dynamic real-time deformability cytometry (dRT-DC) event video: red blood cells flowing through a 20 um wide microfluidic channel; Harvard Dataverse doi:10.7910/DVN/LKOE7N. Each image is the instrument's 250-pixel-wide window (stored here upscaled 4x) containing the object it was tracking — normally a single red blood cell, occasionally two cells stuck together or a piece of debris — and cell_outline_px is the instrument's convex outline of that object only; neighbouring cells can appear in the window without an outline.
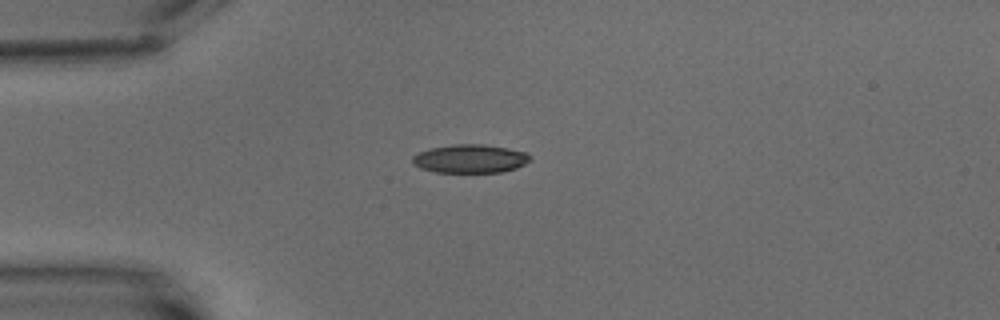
{"species": "common noctule bat (a hibernating species)", "species_latin": "Nyctalus noctula", "temperature_condition": "warm", "stored_images_in_passage": 3, "camera_frame_rate_fps": 3000, "um_per_image_px": 0.085, "animal": {"sex": "male", "body_mass_g": 15.6}, "frame": {"image": 1, "passage_image": 3, "time_ms": 2.333, "image_size_px": [1000, 320], "cell_outline_px": [[532, 160], [516, 168], [500, 172], [436, 172], [420, 168], [412, 164], [412, 156], [428, 148], [452, 144], [484, 144], [508, 148], [528, 152], [532, 156]], "centroid_in_image_um": [39.98, 13.48], "position_along_channel_um": 45.0, "area_um2": 19.77}}